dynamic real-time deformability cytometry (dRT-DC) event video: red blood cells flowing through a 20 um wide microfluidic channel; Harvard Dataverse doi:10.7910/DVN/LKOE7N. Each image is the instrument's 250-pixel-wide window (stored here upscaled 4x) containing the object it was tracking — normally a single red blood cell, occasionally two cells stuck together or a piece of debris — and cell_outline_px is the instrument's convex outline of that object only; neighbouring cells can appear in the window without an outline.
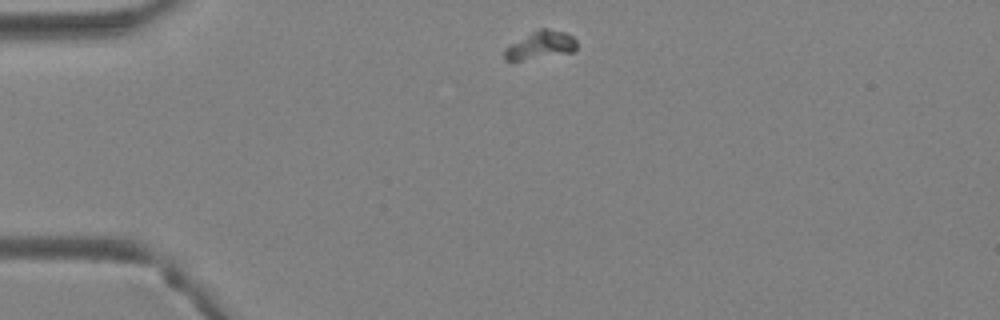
{"species": "Egyptian fruit bat (a non-hibernating species)", "species_latin": "Rousettus aegyptiacus", "temperature_condition": "warm", "stored_images_in_passage": 35, "camera_frame_rate_fps": 3000, "um_per_image_px": 0.085, "animal": {"sex": "female"}, "frame": {"image": 1, "passage_image": 1, "time_ms": 0.0, "image_size_px": [1000, 320], "cell_outline_px": [[576, 48], [572, 52], [520, 60], [504, 60], [504, 48], [508, 44], [540, 28], [544, 28], [564, 32], [572, 36], [576, 40]], "centroid_in_image_um": [45.9, 3.83], "position_along_channel_um": 39.1, "area_um2": 11.56}}
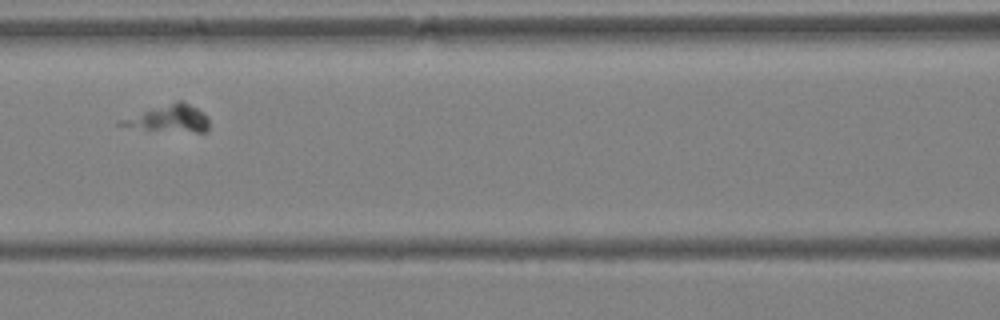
{"frame": {"image": 2, "passage_image": 11, "time_ms": 3.333, "image_size_px": [1000, 320], "cell_outline_px": [[208, 128], [204, 132], [196, 132], [144, 128], [116, 124], [116, 120], [176, 100], [180, 100], [196, 108], [208, 116]], "centroid_in_image_um": [14.38, 10.05], "position_along_channel_um": 152.2, "area_um2": 13.41}}
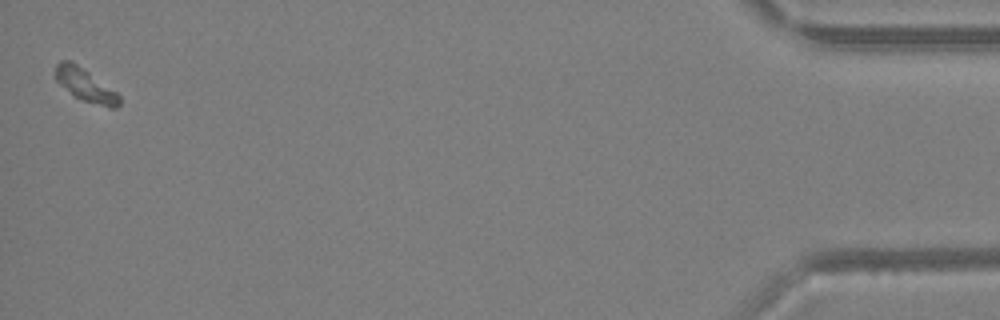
{"frame": {"image": 3, "passage_image": 35, "time_ms": 11.333, "image_size_px": [1000, 320], "cell_outline_px": [[120, 104], [116, 108], [112, 108], [84, 100], [76, 96], [60, 84], [56, 80], [56, 64], [60, 60], [72, 60], [116, 92], [120, 96]], "centroid_in_image_um": [7.26, 7.2], "position_along_channel_um": 427.9, "area_um2": 11.79}}